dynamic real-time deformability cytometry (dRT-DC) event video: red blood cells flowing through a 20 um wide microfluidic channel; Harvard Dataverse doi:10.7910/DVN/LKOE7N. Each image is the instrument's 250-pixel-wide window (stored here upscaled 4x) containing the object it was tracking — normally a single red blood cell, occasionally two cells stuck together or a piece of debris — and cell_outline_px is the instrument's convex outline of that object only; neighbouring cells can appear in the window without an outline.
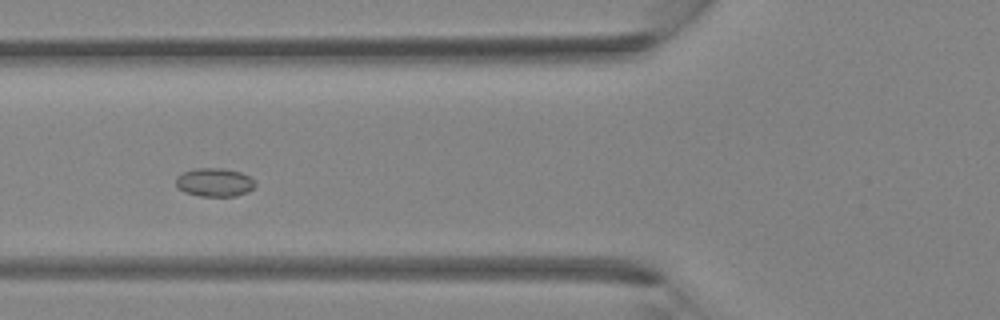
{"species": "Egyptian fruit bat (a non-hibernating species)", "species_latin": "Rousettus aegyptiacus", "temperature_condition": "room temperature", "stored_images_in_passage": 20, "camera_frame_rate_fps": 3000, "um_per_image_px": 0.085, "animal": {"sex": "female"}, "frame": {"image": 1, "passage_image": 4, "time_ms": 1.0, "image_size_px": [1000, 320], "cell_outline_px": [[252, 188], [228, 196], [208, 196], [188, 192], [180, 188], [176, 184], [180, 176], [188, 172], [236, 172], [244, 176], [252, 184]], "centroid_in_image_um": [18.18, 15.59], "position_along_channel_um": 107.6, "area_um2": 10.64}}
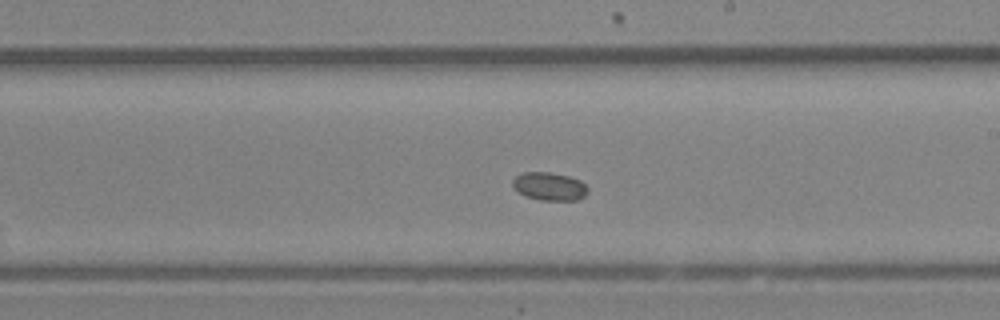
{"frame": {"image": 2, "passage_image": 12, "time_ms": 3.667, "image_size_px": [1000, 320], "cell_outline_px": [[584, 192], [580, 196], [572, 200], [556, 200], [528, 196], [520, 192], [516, 188], [516, 180], [520, 176], [528, 172], [540, 172], [564, 176], [576, 180], [584, 184]], "centroid_in_image_um": [46.7, 15.84], "position_along_channel_um": 242.3, "area_um2": 10.69}}
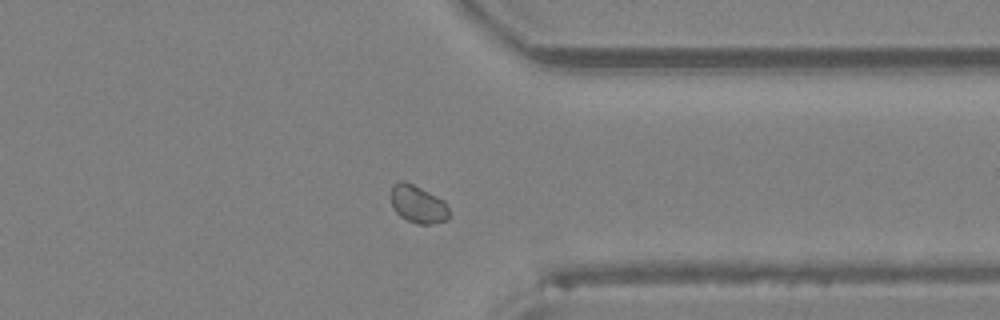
{"frame": {"image": 3, "passage_image": 20, "time_ms": 6.333, "image_size_px": [1000, 320], "cell_outline_px": [[448, 216], [444, 220], [424, 224], [408, 220], [392, 204], [392, 188], [404, 184], [408, 184], [440, 200], [444, 204], [448, 212]], "centroid_in_image_um": [35.54, 17.42], "position_along_channel_um": 375.9, "area_um2": 10.87}}